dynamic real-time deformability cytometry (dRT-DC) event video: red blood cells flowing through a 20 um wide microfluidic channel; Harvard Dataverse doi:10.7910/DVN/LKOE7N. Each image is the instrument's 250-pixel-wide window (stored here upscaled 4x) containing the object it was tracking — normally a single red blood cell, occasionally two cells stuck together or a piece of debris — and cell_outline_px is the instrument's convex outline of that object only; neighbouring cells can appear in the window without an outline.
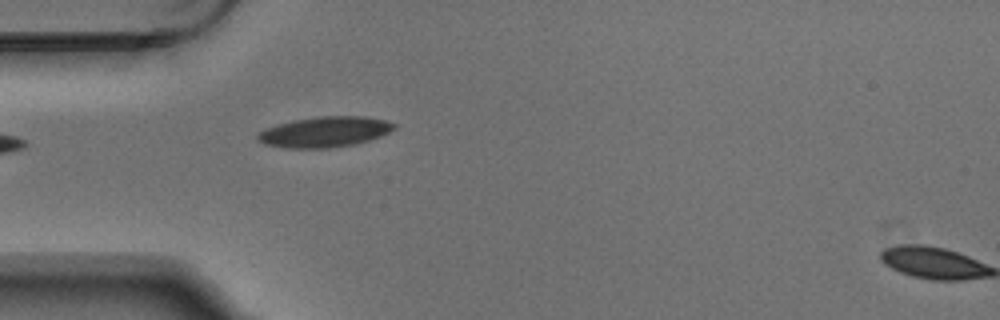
{"species": "Egyptian fruit bat (a non-hibernating species)", "species_latin": "Rousettus aegyptiacus", "temperature_condition": "warm", "stored_images_in_passage": 4, "segment_of_instrument_passage": [1, 2], "camera_frame_rate_fps": 3000, "um_per_image_px": 0.085, "animal": {"sex": "male"}, "frame": {"image": 1, "passage_image": 3, "time_ms": 0.667, "image_size_px": [1000, 320], "cell_outline_px": [[396, 128], [380, 136], [356, 144], [328, 148], [288, 148], [264, 144], [256, 140], [256, 136], [264, 128], [292, 120], [316, 116], [364, 116], [384, 120], [396, 124]], "centroid_in_image_um": [27.57, 11.21], "position_along_channel_um": 57.4, "area_um2": 24.33}}